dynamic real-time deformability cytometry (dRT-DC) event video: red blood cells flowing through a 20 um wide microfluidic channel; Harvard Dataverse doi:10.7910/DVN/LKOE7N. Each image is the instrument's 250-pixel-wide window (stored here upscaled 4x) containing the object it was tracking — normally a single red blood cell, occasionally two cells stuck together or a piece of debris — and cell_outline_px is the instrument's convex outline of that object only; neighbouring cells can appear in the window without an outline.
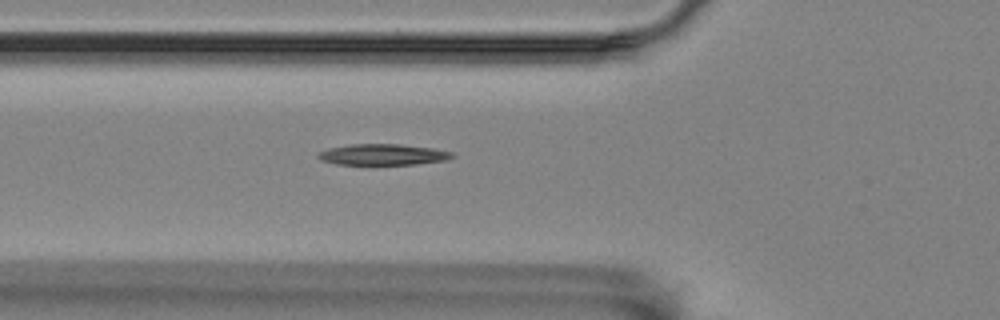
{"species": "Egyptian fruit bat (a non-hibernating species)", "species_latin": "Rousettus aegyptiacus", "temperature_condition": "room temperature", "stored_images_in_passage": 6, "camera_frame_rate_fps": 3000, "um_per_image_px": 0.085, "animal": {"sex": "female"}, "frame": {"image": 1, "passage_image": 6, "time_ms": 1.667, "image_size_px": [1000, 320], "cell_outline_px": [[456, 156], [448, 160], [412, 164], [336, 164], [320, 160], [316, 156], [320, 152], [328, 148], [352, 144], [400, 144], [432, 148], [452, 152]], "centroid_in_image_um": [32.55, 13.13], "position_along_channel_um": 93.3, "area_um2": 16.36}}